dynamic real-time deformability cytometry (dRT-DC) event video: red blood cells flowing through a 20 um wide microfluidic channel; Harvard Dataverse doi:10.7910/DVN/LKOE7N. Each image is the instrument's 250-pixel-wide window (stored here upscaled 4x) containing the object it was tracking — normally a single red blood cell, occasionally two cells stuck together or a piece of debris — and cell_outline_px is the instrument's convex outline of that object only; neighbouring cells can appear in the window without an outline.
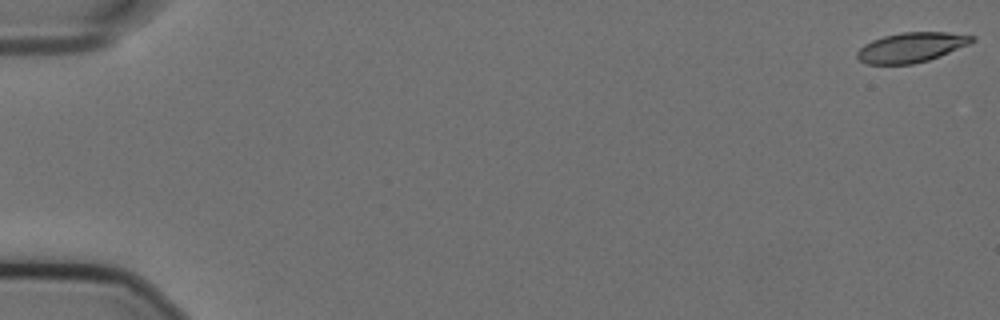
{"species": "Egyptian fruit bat (a non-hibernating species)", "species_latin": "Rousettus aegyptiacus", "temperature_condition": "cold", "stored_images_in_passage": 55, "camera_frame_rate_fps": 3000, "um_per_image_px": 0.085, "animal": {"sex": "female"}, "frame": {"image": 1, "passage_image": 1, "time_ms": 0.0, "image_size_px": [1000, 320], "cell_outline_px": [[976, 40], [968, 44], [940, 56], [928, 60], [912, 64], [868, 64], [860, 60], [856, 56], [856, 52], [864, 44], [872, 40], [884, 36], [904, 32], [948, 32], [976, 36]], "centroid_in_image_um": [77.46, 4.02], "position_along_channel_um": 7.5, "area_um2": 19.88}}
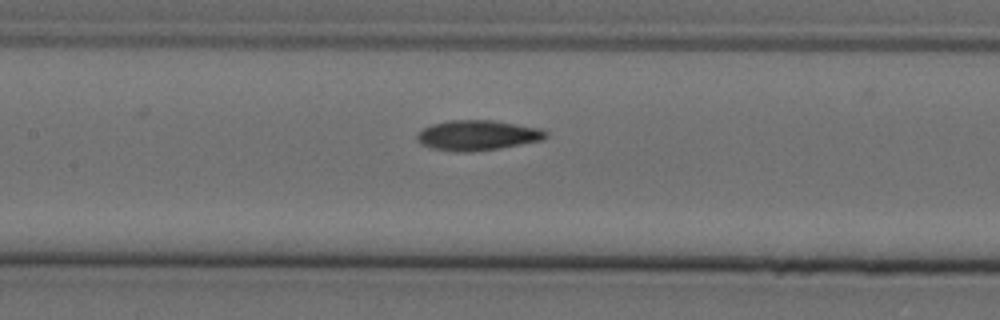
{"frame": {"image": 2, "passage_image": 28, "time_ms": 9.0, "image_size_px": [1000, 320], "cell_outline_px": [[548, 136], [544, 140], [500, 148], [472, 152], [460, 152], [432, 148], [420, 144], [416, 140], [416, 136], [424, 128], [432, 124], [448, 120], [492, 120], [540, 128], [548, 132]], "centroid_in_image_um": [40.6, 11.5], "position_along_channel_um": 166.8, "area_um2": 22.72}}
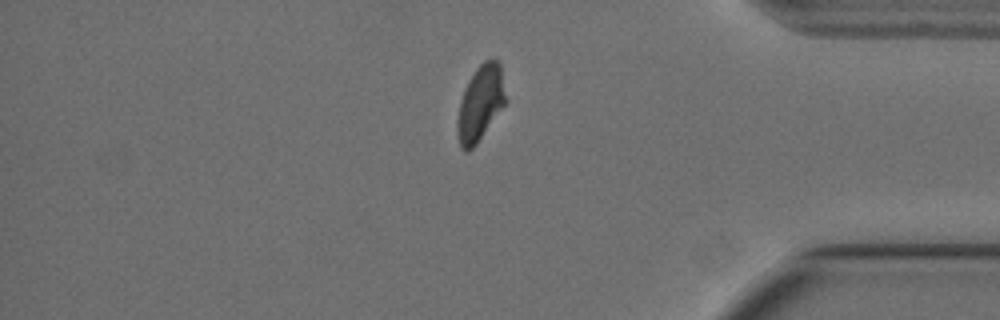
{"frame": {"image": 3, "passage_image": 49, "time_ms": 16.0, "image_size_px": [1000, 320], "cell_outline_px": [[508, 100], [476, 144], [468, 152], [464, 152], [460, 148], [456, 136], [456, 120], [460, 100], [468, 80], [476, 68], [484, 60], [496, 60], [500, 64]], "centroid_in_image_um": [40.81, 8.8], "position_along_channel_um": 394.4, "area_um2": 21.5}}